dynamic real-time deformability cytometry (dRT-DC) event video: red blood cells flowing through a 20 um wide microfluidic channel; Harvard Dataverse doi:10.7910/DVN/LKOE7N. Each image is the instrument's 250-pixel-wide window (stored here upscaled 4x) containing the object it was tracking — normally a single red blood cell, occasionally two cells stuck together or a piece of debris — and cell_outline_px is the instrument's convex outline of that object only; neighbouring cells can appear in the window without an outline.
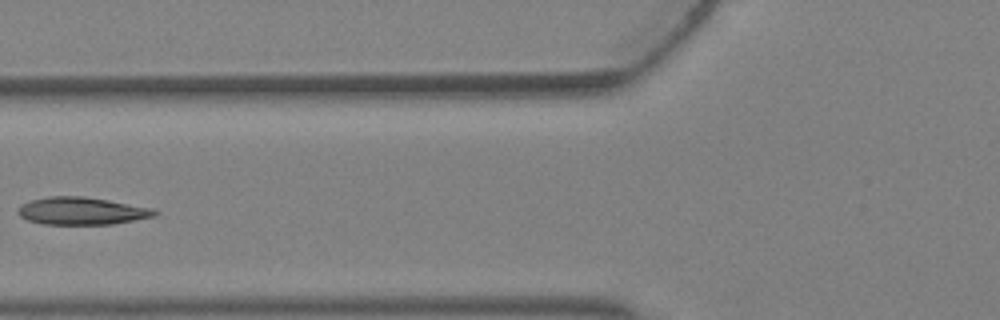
{"species": "Egyptian fruit bat (a non-hibernating species)", "species_latin": "Rousettus aegyptiacus", "temperature_condition": "warm", "stored_images_in_passage": 6, "camera_frame_rate_fps": 3000, "um_per_image_px": 0.085, "animal": {"sex": "female"}, "frame": {"image": 1, "passage_image": 6, "time_ms": 1.667, "image_size_px": [1000, 320], "cell_outline_px": [[160, 212], [156, 216], [112, 224], [44, 224], [28, 220], [20, 216], [16, 212], [16, 208], [20, 204], [28, 200], [48, 196], [84, 196], [108, 200], [152, 208]], "centroid_in_image_um": [6.9, 17.92], "position_along_channel_um": 118.9, "area_um2": 22.08}}